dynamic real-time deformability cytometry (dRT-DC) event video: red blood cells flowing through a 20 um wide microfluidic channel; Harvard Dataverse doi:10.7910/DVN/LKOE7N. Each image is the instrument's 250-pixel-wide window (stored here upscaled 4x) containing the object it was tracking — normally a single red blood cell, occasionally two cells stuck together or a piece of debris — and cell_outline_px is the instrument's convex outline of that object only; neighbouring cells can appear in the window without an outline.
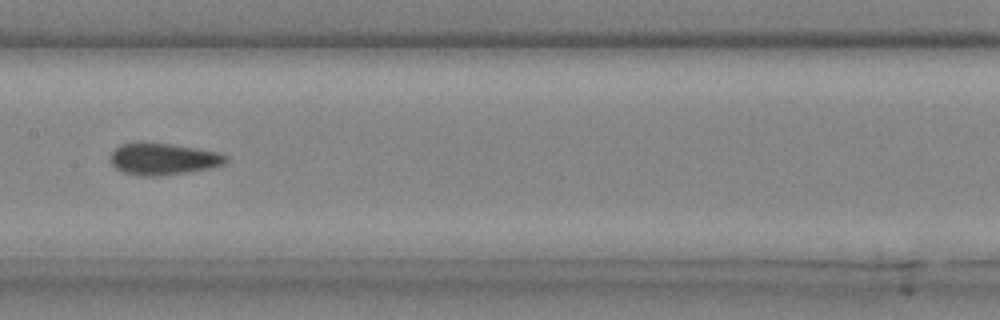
{"species": "common noctule bat (a hibernating species)", "species_latin": "Nyctalus noctula", "temperature_condition": "cold", "stored_images_in_passage": 18, "camera_frame_rate_fps": 3000, "um_per_image_px": 0.085, "animal": {"sex": "male", "body_mass_g": 20.4}, "frame": {"image": 1, "passage_image": 13, "time_ms": 4.0, "image_size_px": [1000, 320], "cell_outline_px": [[228, 160], [224, 164], [212, 168], [188, 172], [160, 176], [140, 176], [124, 172], [116, 168], [108, 160], [112, 152], [120, 144], [136, 140], [144, 140], [172, 144], [220, 152], [228, 156]], "centroid_in_image_um": [13.85, 13.48], "position_along_channel_um": 193.6, "area_um2": 22.08}}